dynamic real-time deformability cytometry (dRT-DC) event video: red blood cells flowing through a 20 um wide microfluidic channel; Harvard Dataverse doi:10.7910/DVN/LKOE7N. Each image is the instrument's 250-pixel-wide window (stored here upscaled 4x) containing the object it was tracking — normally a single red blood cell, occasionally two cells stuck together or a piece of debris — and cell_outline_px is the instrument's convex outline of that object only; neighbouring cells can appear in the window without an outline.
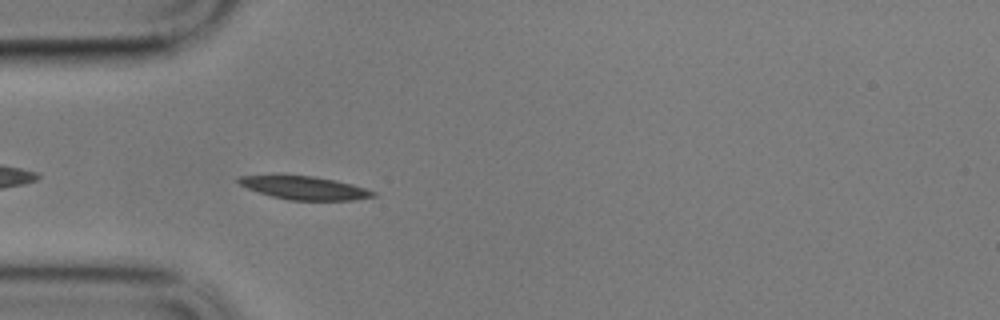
{"species": "common noctule bat (a hibernating species)", "species_latin": "Nyctalus noctula", "temperature_condition": "cold", "stored_images_in_passage": 45, "camera_frame_rate_fps": 3000, "um_per_image_px": 0.085, "animal": {"sex": "male", "body_mass_g": 17.9}, "frame": {"image": 1, "passage_image": 3, "time_ms": 0.667, "image_size_px": [1000, 320], "cell_outline_px": [[376, 196], [352, 200], [288, 200], [272, 196], [248, 188], [240, 184], [236, 180], [240, 176], [312, 176], [336, 180], [352, 184], [376, 192]], "centroid_in_image_um": [25.93, 15.98], "position_along_channel_um": 59.1, "area_um2": 17.8}}
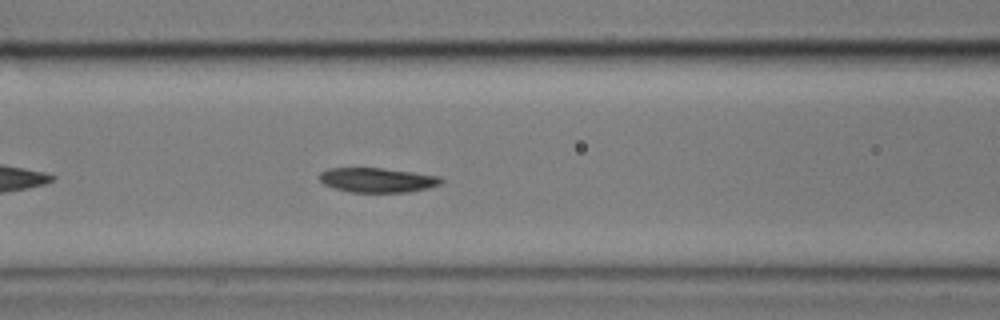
{"frame": {"image": 2, "passage_image": 10, "time_ms": 3.0, "image_size_px": [1000, 320], "cell_outline_px": [[444, 180], [440, 184], [428, 188], [408, 192], [352, 192], [332, 188], [324, 184], [316, 176], [320, 172], [328, 168], [380, 168], [412, 172], [440, 176]], "centroid_in_image_um": [32.04, 15.3], "position_along_channel_um": 134.6, "area_um2": 17.51}}
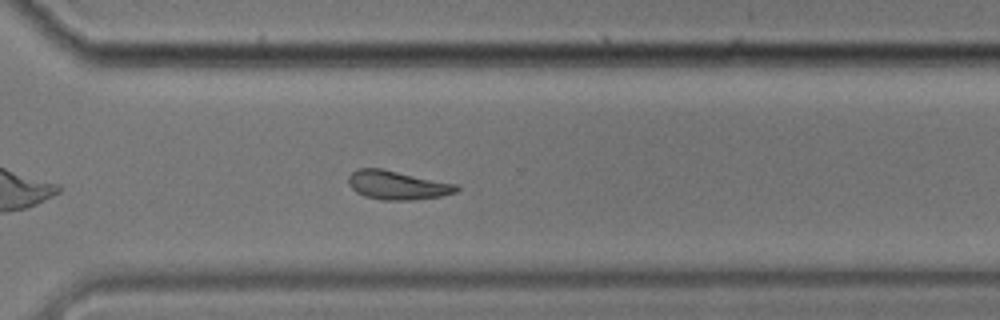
{"frame": {"image": 3, "passage_image": 28, "time_ms": 9.0, "image_size_px": [1000, 320], "cell_outline_px": [[460, 188], [456, 192], [440, 196], [408, 200], [384, 200], [364, 196], [356, 192], [348, 184], [348, 176], [352, 172], [360, 168], [380, 168], [456, 184]], "centroid_in_image_um": [33.74, 15.74], "position_along_channel_um": 336.9, "area_um2": 17.92}, "authors_computed_cell_mechanics": {"area_um2": 18.1492, "velocity_mm_per_s": 3.375, "shape_relaxation_time_tau1_ms": 7.5431, "shape_relaxation_time_tau2_ms": null, "deformation_change_tau1": 0.1457, "deformation_change_tau2": null}}